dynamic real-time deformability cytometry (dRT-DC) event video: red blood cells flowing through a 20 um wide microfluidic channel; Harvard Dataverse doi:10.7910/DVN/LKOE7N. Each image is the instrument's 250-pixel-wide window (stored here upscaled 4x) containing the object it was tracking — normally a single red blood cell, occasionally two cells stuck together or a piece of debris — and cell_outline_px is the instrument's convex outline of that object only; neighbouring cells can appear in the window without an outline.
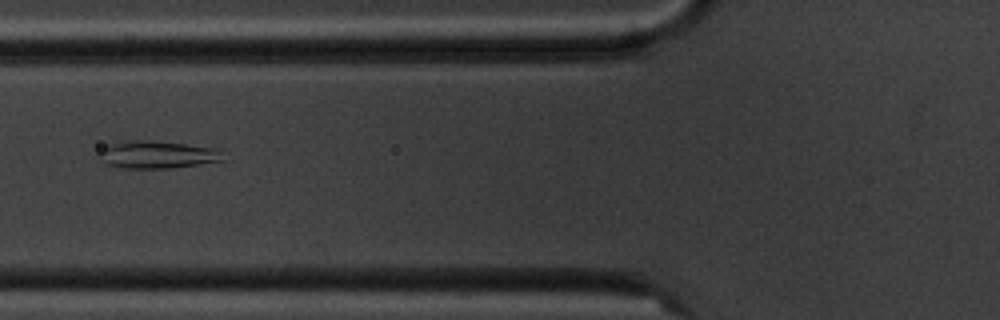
{"species": "common noctule bat (a hibernating species)", "species_latin": "Nyctalus noctula", "temperature_condition": "cold", "stored_images_in_passage": 7, "camera_frame_rate_fps": 3000, "um_per_image_px": 0.085, "animal": {"sex": "male", "body_mass_g": 20.1, "forearm_length_mm": 53.5}, "frame": {"image": 1, "passage_image": 6, "time_ms": 6.0, "image_size_px": [1000, 320], "cell_outline_px": [[228, 160], [172, 168], [124, 168], [104, 164], [100, 160], [100, 152], [108, 144], [136, 140], [148, 140], [184, 144], [216, 148]], "centroid_in_image_um": [13.39, 13.16], "position_along_channel_um": 112.4, "area_um2": 19.83}}